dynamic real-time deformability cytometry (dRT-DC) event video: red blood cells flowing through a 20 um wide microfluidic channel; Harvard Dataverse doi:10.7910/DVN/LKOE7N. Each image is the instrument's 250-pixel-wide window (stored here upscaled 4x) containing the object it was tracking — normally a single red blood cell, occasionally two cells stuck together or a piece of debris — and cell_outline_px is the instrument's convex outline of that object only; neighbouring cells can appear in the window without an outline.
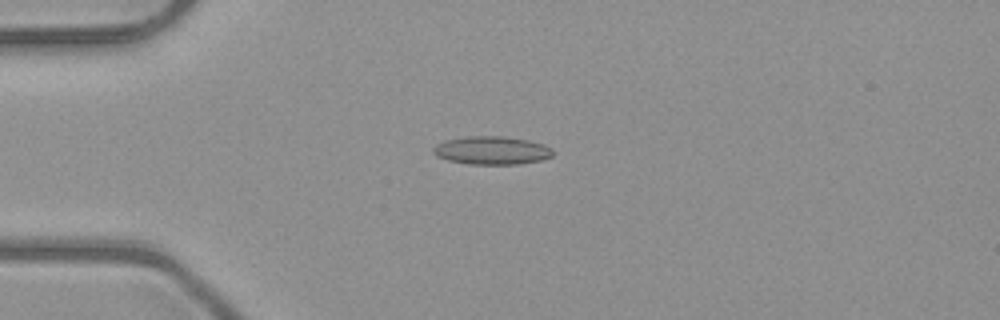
{"species": "common noctule bat (a hibernating species)", "species_latin": "Nyctalus noctula", "temperature_condition": "room temperature", "stored_images_in_passage": 51, "camera_frame_rate_fps": 3000, "um_per_image_px": 0.085, "animal": {"sex": "male", "body_mass_g": 23.1, "forearm_length_mm": 52.7}, "frame": {"image": 1, "passage_image": 13, "time_ms": 4.0, "image_size_px": [1000, 320], "cell_outline_px": [[552, 156], [540, 160], [520, 164], [468, 164], [448, 160], [436, 156], [432, 152], [432, 148], [436, 144], [444, 140], [464, 136], [504, 136], [528, 140], [544, 144], [552, 148]], "centroid_in_image_um": [41.76, 12.78], "position_along_channel_um": 43.2, "area_um2": 19.83}}
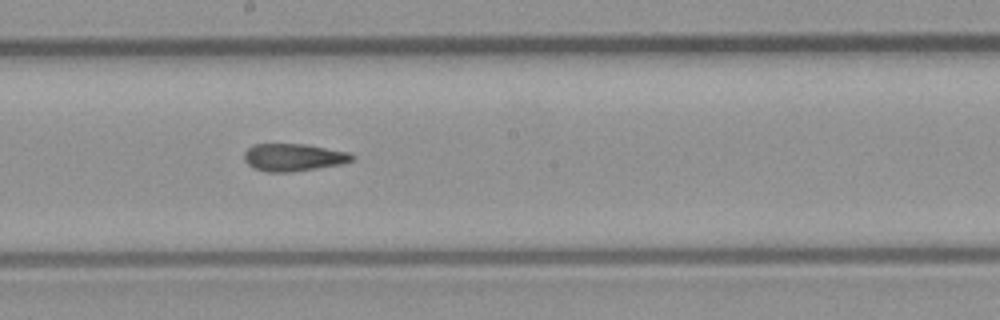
{"frame": {"image": 2, "passage_image": 28, "time_ms": 9.0, "image_size_px": [1000, 320], "cell_outline_px": [[356, 156], [352, 160], [344, 164], [292, 172], [268, 172], [256, 168], [248, 164], [244, 160], [244, 152], [248, 148], [256, 144], [304, 144], [348, 152]], "centroid_in_image_um": [24.97, 13.38], "position_along_channel_um": 223.2, "area_um2": 17.22}}
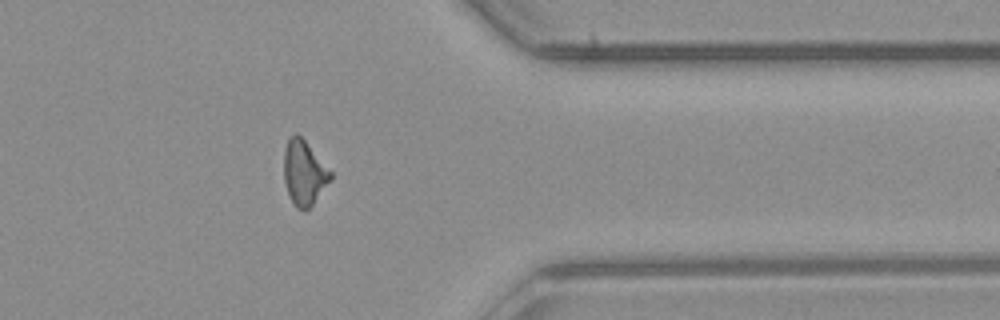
{"frame": {"image": 3, "passage_image": 41, "time_ms": 13.333, "image_size_px": [1000, 320], "cell_outline_px": [[332, 180], [312, 204], [304, 212], [296, 208], [288, 192], [284, 180], [284, 148], [288, 140], [296, 132], [304, 140], [332, 172]], "centroid_in_image_um": [25.85, 14.7], "position_along_channel_um": 385.5, "area_um2": 17.4}, "authors_computed_cell_mechanics": {"area_um2": 17.629, "velocity_mm_per_s": 4.0618, "shape_relaxation_time_tau1_ms": null, "shape_relaxation_time_tau2_ms": 3.2818, "deformation_change_tau1": null, "deformation_change_tau2": 0.1302}}